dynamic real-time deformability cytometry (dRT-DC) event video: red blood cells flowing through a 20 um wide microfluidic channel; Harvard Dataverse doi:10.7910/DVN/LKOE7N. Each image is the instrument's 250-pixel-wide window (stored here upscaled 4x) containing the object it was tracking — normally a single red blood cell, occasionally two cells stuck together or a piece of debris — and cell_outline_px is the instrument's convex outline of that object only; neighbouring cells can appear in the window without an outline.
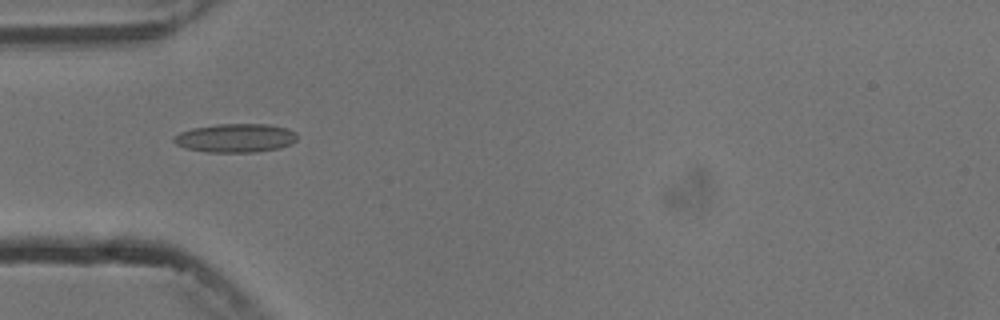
{"species": "common noctule bat (a hibernating species)", "species_latin": "Nyctalus noctula", "temperature_condition": "cold", "stored_images_in_passage": 1, "camera_frame_rate_fps": 3000, "um_per_image_px": 0.085, "animal": {"sex": "male", "body_mass_g": 13.3}, "frame": {"image": 1, "passage_image": 1, "time_ms": 0.0, "image_size_px": [1000, 320], "cell_outline_px": [[296, 140], [292, 144], [280, 148], [252, 152], [204, 152], [188, 148], [176, 144], [172, 140], [180, 132], [192, 128], [216, 124], [268, 124], [288, 128], [296, 132]], "centroid_in_image_um": [20.05, 11.72], "position_along_channel_um": 65.0, "area_um2": 20.63}}